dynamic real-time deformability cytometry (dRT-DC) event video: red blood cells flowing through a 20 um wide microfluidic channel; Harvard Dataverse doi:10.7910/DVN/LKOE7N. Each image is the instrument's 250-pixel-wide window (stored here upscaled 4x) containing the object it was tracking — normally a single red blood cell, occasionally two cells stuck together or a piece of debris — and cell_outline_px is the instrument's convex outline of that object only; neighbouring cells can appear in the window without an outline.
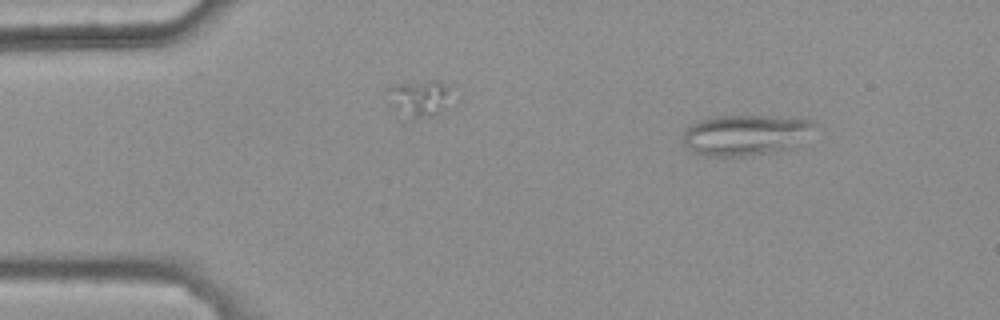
{"species": "common noctule bat (a hibernating species)", "species_latin": "Nyctalus noctula", "temperature_condition": "warm", "stored_images_in_passage": 37, "camera_frame_rate_fps": 3000, "um_per_image_px": 0.085, "animal": {"sex": "female", "body_mass_g": 25.1}, "frame": {"image": 1, "passage_image": 1, "time_ms": 0.0, "image_size_px": [1000, 320], "cell_outline_px": [[816, 124], [788, 148], [776, 152], [744, 156], [704, 156], [688, 148], [684, 144], [684, 132], [692, 124], [700, 120], [712, 116], [768, 116], [812, 120]], "centroid_in_image_um": [63.27, 11.47], "position_along_channel_um": 21.7, "area_um2": 30.35}}
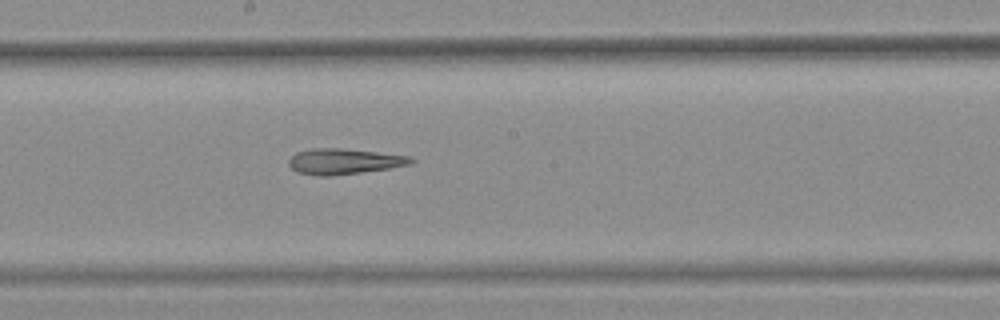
{"frame": {"image": 2, "passage_image": 23, "time_ms": 7.333, "image_size_px": [1000, 320], "cell_outline_px": [[416, 160], [412, 164], [388, 168], [332, 176], [320, 176], [296, 172], [288, 164], [288, 160], [296, 152], [312, 148], [344, 148], [412, 156]], "centroid_in_image_um": [29.25, 13.71], "position_along_channel_um": 218.9, "area_um2": 18.38}}
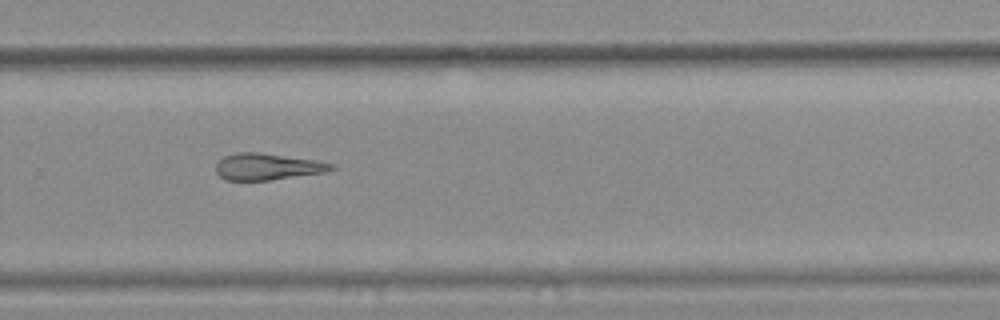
{"frame": {"image": 3, "passage_image": 30, "time_ms": 9.667, "image_size_px": [1000, 320], "cell_outline_px": [[336, 168], [324, 172], [268, 180], [228, 180], [220, 176], [216, 172], [216, 164], [224, 156], [236, 152], [260, 152], [312, 160], [336, 164]], "centroid_in_image_um": [22.71, 14.16], "position_along_channel_um": 307.1, "area_um2": 17.63}}